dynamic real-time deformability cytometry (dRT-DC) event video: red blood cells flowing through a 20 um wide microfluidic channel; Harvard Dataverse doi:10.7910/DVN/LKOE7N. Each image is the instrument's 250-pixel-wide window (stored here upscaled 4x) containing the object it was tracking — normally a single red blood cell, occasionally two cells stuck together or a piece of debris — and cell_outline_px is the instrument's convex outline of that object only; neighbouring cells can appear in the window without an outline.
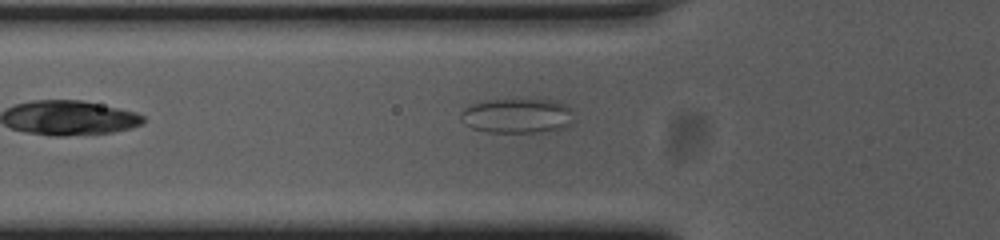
{"species": "common noctule bat (a hibernating species)", "species_latin": "Nyctalus noctula", "temperature_condition": "cold", "stored_images_in_passage": 34, "camera_frame_rate_fps": 3000, "um_per_image_px": 0.085, "animal": {"sex": "female", "body_mass_g": 23.0, "forearm_length_mm": 53.4}, "frame": {"image": 1, "passage_image": 4, "time_ms": 1.0, "image_size_px": [1000, 240], "cell_outline_px": [[572, 124], [568, 128], [540, 132], [488, 132], [472, 128], [460, 120], [460, 112], [464, 108], [472, 104], [488, 100], [556, 100], [572, 108]], "centroid_in_image_um": [43.99, 9.85], "position_along_channel_um": 81.8, "area_um2": 23.06}}
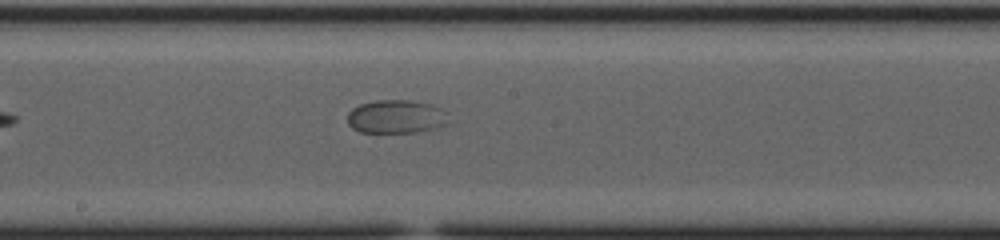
{"frame": {"image": 2, "passage_image": 15, "time_ms": 4.667, "image_size_px": [1000, 240], "cell_outline_px": [[448, 124], [436, 128], [416, 132], [360, 132], [352, 128], [348, 124], [348, 112], [352, 108], [360, 104], [376, 100], [412, 100], [432, 104], [440, 108], [444, 112]], "centroid_in_image_um": [33.65, 9.91], "position_along_channel_um": 214.6, "area_um2": 19.71}}
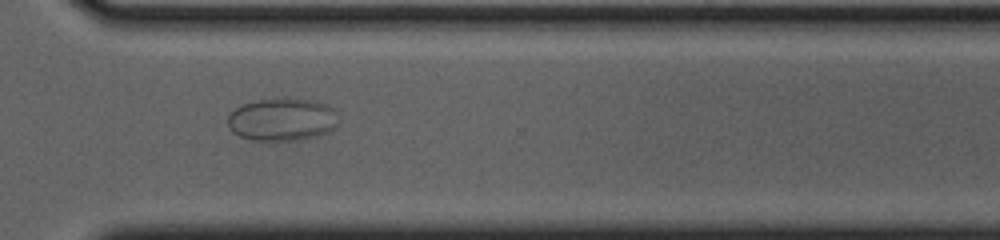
{"frame": {"image": 3, "passage_image": 26, "time_ms": 8.333, "image_size_px": [1000, 240], "cell_outline_px": [[336, 128], [328, 132], [316, 136], [296, 140], [252, 140], [240, 136], [232, 132], [228, 128], [228, 116], [236, 108], [244, 104], [256, 100], [276, 96], [288, 96], [316, 100], [328, 104], [336, 112]], "centroid_in_image_um": [23.99, 10.11], "position_along_channel_um": 346.6, "area_um2": 28.21}}